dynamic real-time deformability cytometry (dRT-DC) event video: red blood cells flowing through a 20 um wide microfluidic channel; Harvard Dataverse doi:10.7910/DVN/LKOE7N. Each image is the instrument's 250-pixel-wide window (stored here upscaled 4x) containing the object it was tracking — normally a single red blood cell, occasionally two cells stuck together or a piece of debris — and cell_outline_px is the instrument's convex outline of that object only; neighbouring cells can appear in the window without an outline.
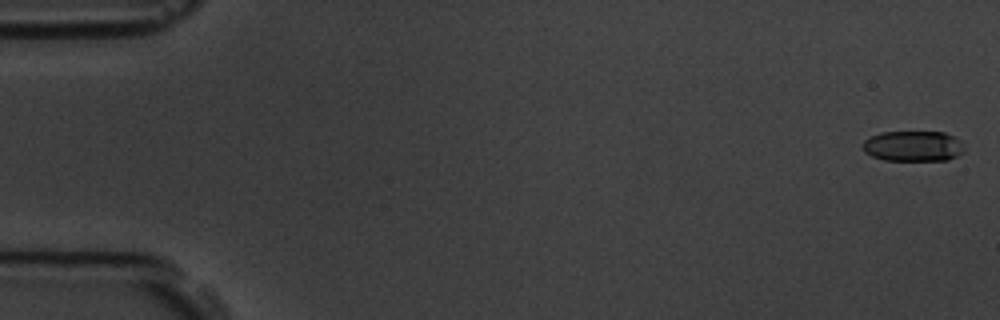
{"species": "common noctule bat (a hibernating species)", "species_latin": "Nyctalus noctula", "temperature_condition": "room temperature", "stored_images_in_passage": 7, "camera_frame_rate_fps": 3000, "um_per_image_px": 0.085, "animal": {"sex": "male", "body_mass_g": 19.5, "forearm_length_mm": 54.6}, "frame": {"image": 1, "passage_image": 1, "time_ms": 0.0, "image_size_px": [1000, 320], "cell_outline_px": [[964, 152], [948, 160], [884, 160], [872, 156], [864, 152], [860, 148], [860, 144], [864, 140], [880, 132], [944, 132], [960, 140], [964, 144]], "centroid_in_image_um": [77.59, 12.42], "position_along_channel_um": 7.4, "area_um2": 18.26}}
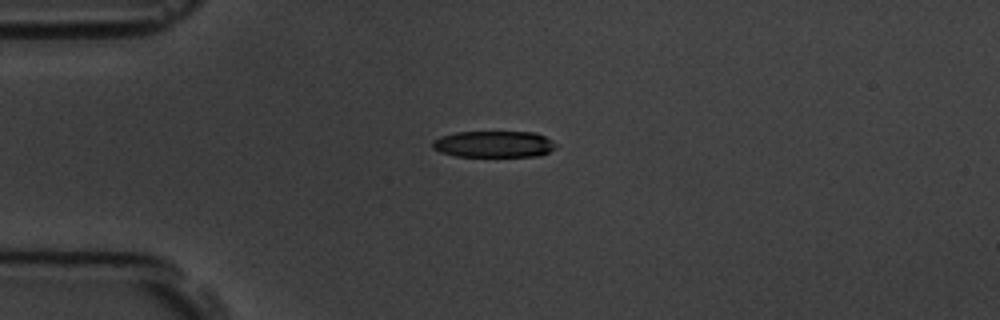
{"frame": {"image": 2, "passage_image": 5, "time_ms": 4.333, "image_size_px": [1000, 320], "cell_outline_px": [[556, 148], [540, 156], [456, 156], [440, 152], [432, 148], [432, 140], [440, 136], [456, 132], [536, 132], [552, 140], [556, 144]], "centroid_in_image_um": [41.97, 12.25], "position_along_channel_um": 43.0, "area_um2": 19.13}}
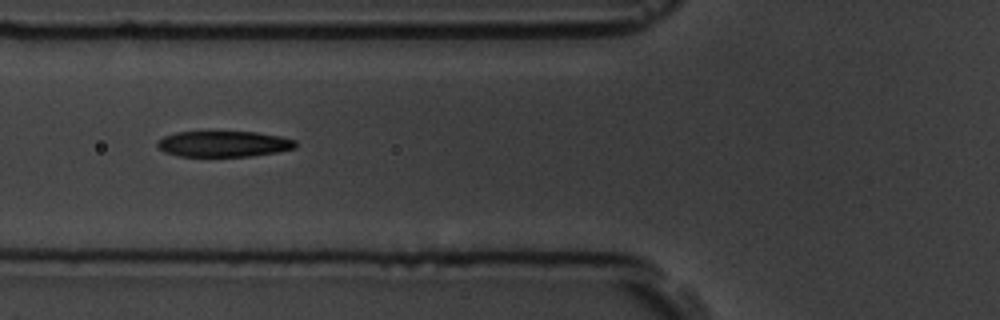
{"frame": {"image": 3, "passage_image": 7, "time_ms": 6.667, "image_size_px": [1000, 320], "cell_outline_px": [[296, 148], [276, 152], [252, 156], [180, 156], [164, 152], [156, 144], [156, 140], [164, 136], [176, 132], [256, 132], [280, 136], [296, 140]], "centroid_in_image_um": [19.01, 12.23], "position_along_channel_um": 106.8, "area_um2": 20.81}}